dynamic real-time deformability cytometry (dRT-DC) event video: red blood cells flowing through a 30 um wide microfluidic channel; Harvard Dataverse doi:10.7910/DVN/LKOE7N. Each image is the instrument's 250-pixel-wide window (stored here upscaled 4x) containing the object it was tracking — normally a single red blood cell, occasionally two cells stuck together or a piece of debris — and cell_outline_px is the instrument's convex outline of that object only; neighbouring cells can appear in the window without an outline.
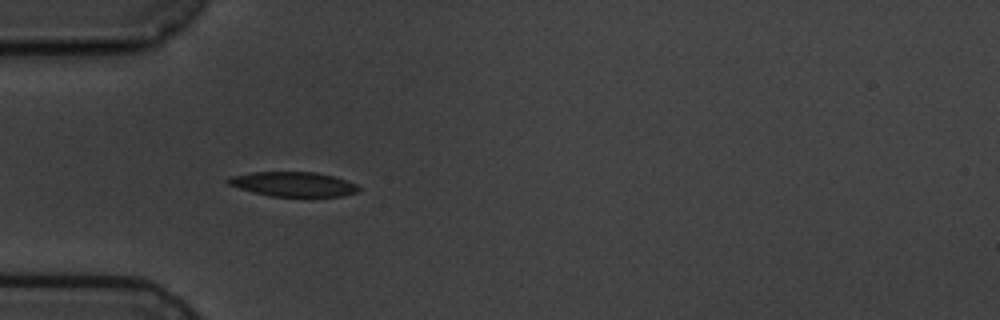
{"species": "common noctule bat (a hibernating species)", "species_latin": "Nyctalus noctula", "temperature_condition": "cold", "stored_images_in_passage": 5, "camera_frame_rate_fps": 3000, "um_per_image_px": 0.085, "animal": {"sex": "male", "body_mass_g": 19.5, "forearm_length_mm": 54.6}, "frame": {"image": 1, "passage_image": 3, "time_ms": 3.667, "image_size_px": [1000, 320], "cell_outline_px": [[360, 188], [356, 192], [344, 196], [272, 196], [252, 192], [228, 184], [224, 180], [228, 176], [252, 172], [316, 172], [348, 180], [356, 184]], "centroid_in_image_um": [24.9, 15.64], "position_along_channel_um": 60.1, "area_um2": 18.73}}
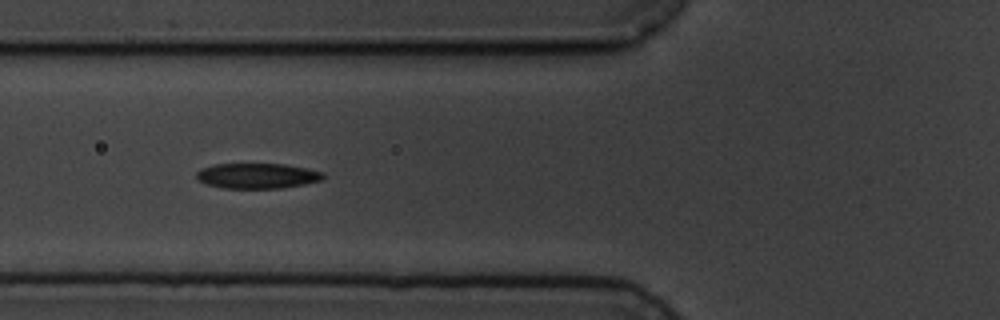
{"frame": {"image": 2, "passage_image": 4, "time_ms": 5.0, "image_size_px": [1000, 320], "cell_outline_px": [[324, 176], [320, 180], [304, 184], [280, 188], [224, 188], [208, 184], [200, 180], [196, 176], [196, 172], [200, 168], [216, 164], [284, 164], [324, 172]], "centroid_in_image_um": [21.85, 14.94], "position_along_channel_um": 103.9, "area_um2": 18.44}}
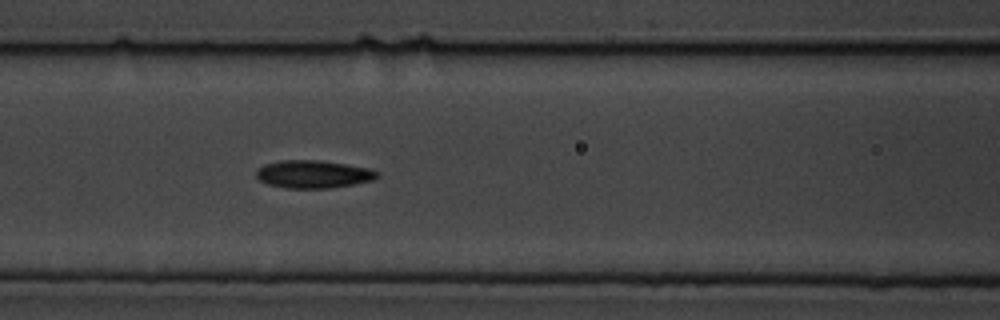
{"frame": {"image": 3, "passage_image": 5, "time_ms": 6.0, "image_size_px": [1000, 320], "cell_outline_px": [[380, 176], [372, 180], [352, 184], [328, 188], [284, 188], [268, 184], [260, 180], [256, 176], [256, 168], [264, 164], [280, 160], [320, 160], [368, 168], [380, 172]], "centroid_in_image_um": [26.6, 14.8], "position_along_channel_um": 140.0, "area_um2": 19.59}}